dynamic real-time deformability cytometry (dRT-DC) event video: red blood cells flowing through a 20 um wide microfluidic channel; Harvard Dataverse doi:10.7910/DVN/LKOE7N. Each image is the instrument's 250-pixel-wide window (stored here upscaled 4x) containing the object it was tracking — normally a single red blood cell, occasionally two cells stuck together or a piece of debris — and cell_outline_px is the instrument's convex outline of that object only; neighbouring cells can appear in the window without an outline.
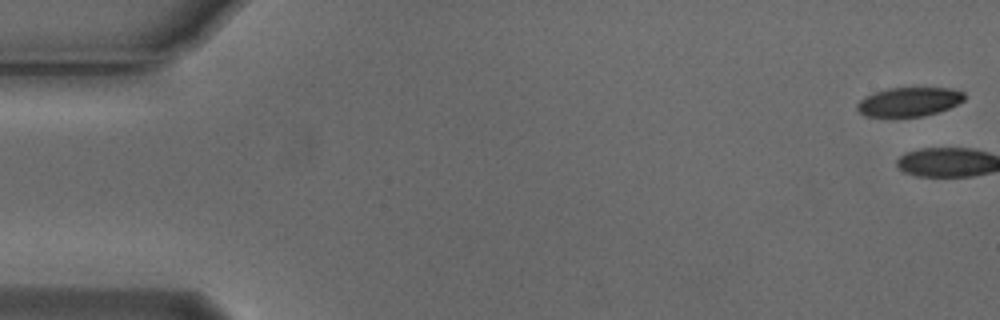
{"species": "Egyptian fruit bat (a non-hibernating species)", "species_latin": "Rousettus aegyptiacus", "temperature_condition": "cold", "stored_images_in_passage": 2, "camera_frame_rate_fps": 3000, "um_per_image_px": 0.085, "animal": {"sex": "male"}, "frame": {"image": 1, "passage_image": 1, "time_ms": 0.0, "image_size_px": [1000, 320], "cell_outline_px": [[964, 100], [948, 108], [924, 116], [864, 116], [856, 108], [856, 104], [860, 100], [876, 92], [888, 88], [952, 88], [964, 92]], "centroid_in_image_um": [77.27, 8.65], "position_along_channel_um": 7.7, "area_um2": 17.86}}